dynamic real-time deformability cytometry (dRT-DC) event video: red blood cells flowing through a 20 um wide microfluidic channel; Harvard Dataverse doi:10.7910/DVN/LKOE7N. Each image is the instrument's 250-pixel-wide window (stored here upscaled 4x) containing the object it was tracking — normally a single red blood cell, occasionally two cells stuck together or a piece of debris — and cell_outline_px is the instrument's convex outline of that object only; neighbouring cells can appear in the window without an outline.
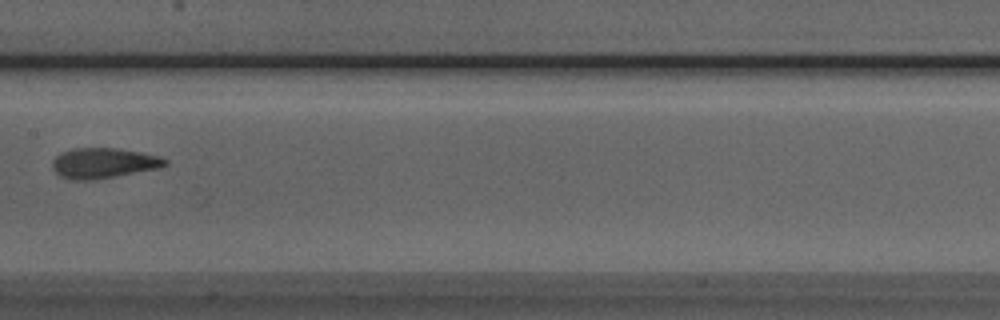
{"species": "Egyptian fruit bat (a non-hibernating species)", "species_latin": "Rousettus aegyptiacus", "temperature_condition": "room temperature", "stored_images_in_passage": 8, "camera_frame_rate_fps": 3000, "um_per_image_px": 0.085, "animal": {"sex": "male"}, "frame": {"image": 1, "passage_image": 8, "time_ms": 8.667, "image_size_px": [1000, 320], "cell_outline_px": [[168, 164], [160, 168], [116, 176], [92, 180], [72, 180], [60, 176], [52, 168], [52, 160], [60, 152], [72, 148], [116, 148], [140, 152], [160, 156], [168, 160]], "centroid_in_image_um": [8.79, 13.86], "position_along_channel_um": 198.6, "area_um2": 20.06}}